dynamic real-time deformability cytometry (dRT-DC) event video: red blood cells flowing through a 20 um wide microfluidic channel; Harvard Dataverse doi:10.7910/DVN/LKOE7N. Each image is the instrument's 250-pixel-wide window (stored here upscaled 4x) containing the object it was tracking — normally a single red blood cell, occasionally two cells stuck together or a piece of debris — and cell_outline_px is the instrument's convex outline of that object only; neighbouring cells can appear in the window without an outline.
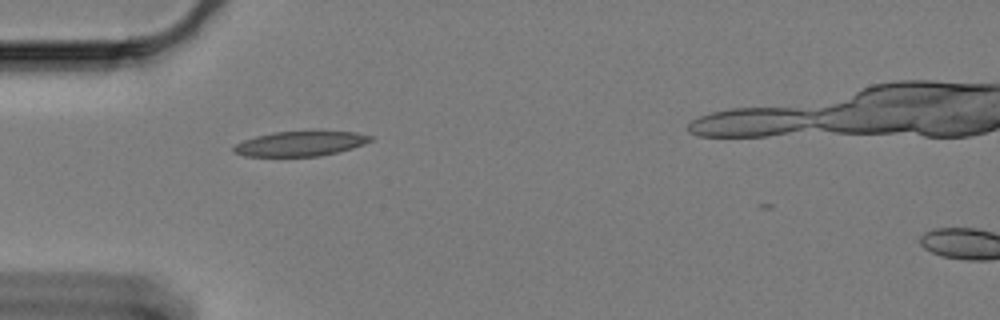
{"species": "Egyptian fruit bat (a non-hibernating species)", "species_latin": "Rousettus aegyptiacus", "temperature_condition": "cold", "stored_images_in_passage": 40, "camera_frame_rate_fps": 3000, "um_per_image_px": 0.085, "animal": {"sex": "female"}, "frame": {"image": 1, "passage_image": 2, "time_ms": 0.333, "image_size_px": [1000, 320], "cell_outline_px": [[372, 140], [364, 144], [352, 148], [320, 156], [244, 156], [232, 152], [232, 148], [236, 144], [244, 140], [256, 136], [272, 132], [356, 132], [372, 136]], "centroid_in_image_um": [25.49, 12.22], "position_along_channel_um": 59.5, "area_um2": 19.54}}
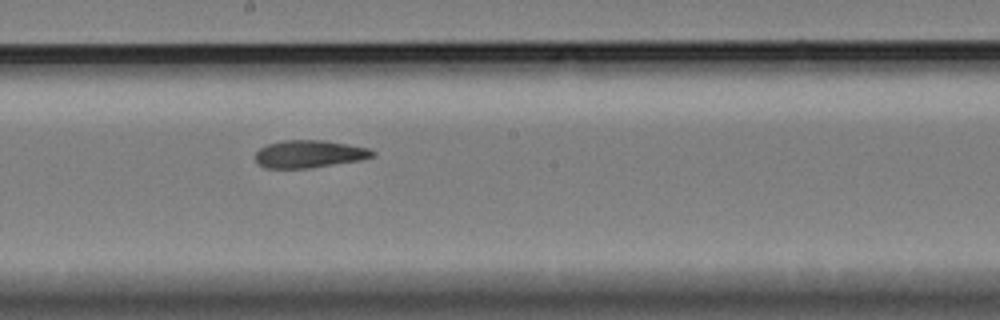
{"frame": {"image": 2, "passage_image": 17, "time_ms": 5.333, "image_size_px": [1000, 320], "cell_outline_px": [[376, 156], [360, 160], [312, 168], [264, 168], [256, 160], [256, 152], [260, 148], [268, 144], [284, 140], [324, 140], [348, 144], [368, 148], [376, 152]], "centroid_in_image_um": [26.32, 13.09], "position_along_channel_um": 221.9, "area_um2": 18.84}}
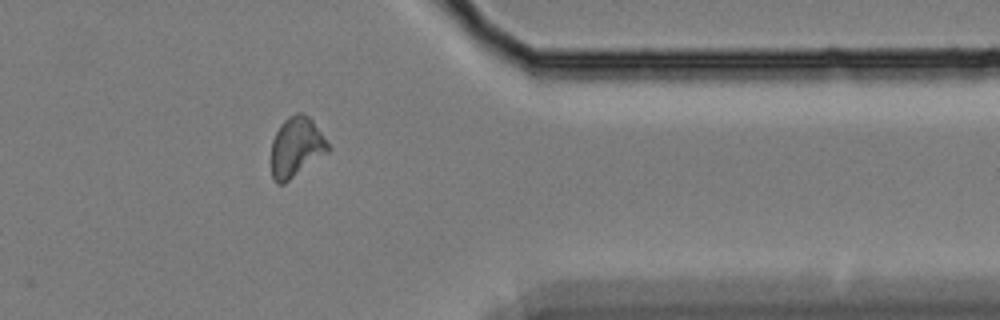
{"frame": {"image": 3, "passage_image": 33, "time_ms": 10.667, "image_size_px": [1000, 320], "cell_outline_px": [[332, 148], [328, 152], [284, 184], [276, 184], [272, 176], [272, 140], [280, 124], [288, 116], [296, 112], [304, 112], [312, 120]], "centroid_in_image_um": [25.19, 12.49], "position_along_channel_um": 386.2, "area_um2": 19.88}}